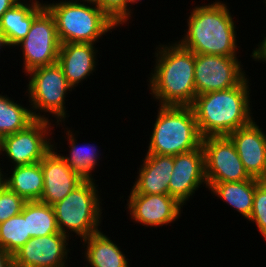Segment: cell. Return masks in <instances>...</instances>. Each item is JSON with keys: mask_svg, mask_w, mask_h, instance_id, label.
<instances>
[{"mask_svg": "<svg viewBox=\"0 0 266 267\" xmlns=\"http://www.w3.org/2000/svg\"><path fill=\"white\" fill-rule=\"evenodd\" d=\"M238 57L195 54L196 94L226 90L239 85L247 76Z\"/></svg>", "mask_w": 266, "mask_h": 267, "instance_id": "30bf717a", "label": "cell"}, {"mask_svg": "<svg viewBox=\"0 0 266 267\" xmlns=\"http://www.w3.org/2000/svg\"><path fill=\"white\" fill-rule=\"evenodd\" d=\"M20 0L0 18V30L7 48L16 47L28 34L34 18L45 8L43 0Z\"/></svg>", "mask_w": 266, "mask_h": 267, "instance_id": "d6986e66", "label": "cell"}, {"mask_svg": "<svg viewBox=\"0 0 266 267\" xmlns=\"http://www.w3.org/2000/svg\"><path fill=\"white\" fill-rule=\"evenodd\" d=\"M68 243L62 233L31 238L13 254L14 267H68Z\"/></svg>", "mask_w": 266, "mask_h": 267, "instance_id": "4fadbf2b", "label": "cell"}, {"mask_svg": "<svg viewBox=\"0 0 266 267\" xmlns=\"http://www.w3.org/2000/svg\"><path fill=\"white\" fill-rule=\"evenodd\" d=\"M234 143L245 171L252 178H266V133L253 120L228 135Z\"/></svg>", "mask_w": 266, "mask_h": 267, "instance_id": "9a60e30c", "label": "cell"}, {"mask_svg": "<svg viewBox=\"0 0 266 267\" xmlns=\"http://www.w3.org/2000/svg\"><path fill=\"white\" fill-rule=\"evenodd\" d=\"M26 76L29 77L25 95L28 97L33 117L50 120L46 115L52 114L57 120L55 123L64 124L66 117H69L65 108L66 95L74 89L68 84L60 65L56 62L39 67L28 72ZM47 112L49 114H46Z\"/></svg>", "mask_w": 266, "mask_h": 267, "instance_id": "52a82bcc", "label": "cell"}, {"mask_svg": "<svg viewBox=\"0 0 266 267\" xmlns=\"http://www.w3.org/2000/svg\"><path fill=\"white\" fill-rule=\"evenodd\" d=\"M207 183L249 180L234 143L228 136H208L202 139Z\"/></svg>", "mask_w": 266, "mask_h": 267, "instance_id": "8fae6325", "label": "cell"}, {"mask_svg": "<svg viewBox=\"0 0 266 267\" xmlns=\"http://www.w3.org/2000/svg\"><path fill=\"white\" fill-rule=\"evenodd\" d=\"M27 227L31 238L60 233L53 207L40 201H27Z\"/></svg>", "mask_w": 266, "mask_h": 267, "instance_id": "d4e9b609", "label": "cell"}, {"mask_svg": "<svg viewBox=\"0 0 266 267\" xmlns=\"http://www.w3.org/2000/svg\"><path fill=\"white\" fill-rule=\"evenodd\" d=\"M40 164L44 175L43 194L39 200L41 203L54 205L84 180L53 148L40 161Z\"/></svg>", "mask_w": 266, "mask_h": 267, "instance_id": "2e32d148", "label": "cell"}, {"mask_svg": "<svg viewBox=\"0 0 266 267\" xmlns=\"http://www.w3.org/2000/svg\"><path fill=\"white\" fill-rule=\"evenodd\" d=\"M169 44V45H168ZM160 44L148 86L160 106H191L196 97L195 53L177 41Z\"/></svg>", "mask_w": 266, "mask_h": 267, "instance_id": "6da1fadb", "label": "cell"}, {"mask_svg": "<svg viewBox=\"0 0 266 267\" xmlns=\"http://www.w3.org/2000/svg\"><path fill=\"white\" fill-rule=\"evenodd\" d=\"M10 172L11 175L5 173L4 178V184L10 190L26 201L40 200L44 187V175L40 162L14 166L10 168Z\"/></svg>", "mask_w": 266, "mask_h": 267, "instance_id": "7402d4cb", "label": "cell"}, {"mask_svg": "<svg viewBox=\"0 0 266 267\" xmlns=\"http://www.w3.org/2000/svg\"><path fill=\"white\" fill-rule=\"evenodd\" d=\"M201 185L207 188L202 146L175 155L173 172L169 182V195L184 206Z\"/></svg>", "mask_w": 266, "mask_h": 267, "instance_id": "5bb4252c", "label": "cell"}, {"mask_svg": "<svg viewBox=\"0 0 266 267\" xmlns=\"http://www.w3.org/2000/svg\"><path fill=\"white\" fill-rule=\"evenodd\" d=\"M53 122L52 119H35L25 129L3 137L0 156L6 155L8 162H12L11 167L40 162L53 148L52 127L60 126V123L51 124Z\"/></svg>", "mask_w": 266, "mask_h": 267, "instance_id": "ba28073f", "label": "cell"}, {"mask_svg": "<svg viewBox=\"0 0 266 267\" xmlns=\"http://www.w3.org/2000/svg\"><path fill=\"white\" fill-rule=\"evenodd\" d=\"M4 168H1V163H0V188L4 185V178H5V172L3 171Z\"/></svg>", "mask_w": 266, "mask_h": 267, "instance_id": "d6a6232c", "label": "cell"}, {"mask_svg": "<svg viewBox=\"0 0 266 267\" xmlns=\"http://www.w3.org/2000/svg\"><path fill=\"white\" fill-rule=\"evenodd\" d=\"M248 221L255 223L266 241V182L262 180L255 188L253 208Z\"/></svg>", "mask_w": 266, "mask_h": 267, "instance_id": "4316f807", "label": "cell"}, {"mask_svg": "<svg viewBox=\"0 0 266 267\" xmlns=\"http://www.w3.org/2000/svg\"><path fill=\"white\" fill-rule=\"evenodd\" d=\"M94 43H64L60 45L57 63L63 70L68 84L73 88L82 84L96 71L99 60ZM82 81V82H81Z\"/></svg>", "mask_w": 266, "mask_h": 267, "instance_id": "e0dca14e", "label": "cell"}, {"mask_svg": "<svg viewBox=\"0 0 266 267\" xmlns=\"http://www.w3.org/2000/svg\"><path fill=\"white\" fill-rule=\"evenodd\" d=\"M20 0H0V18L2 15L17 4Z\"/></svg>", "mask_w": 266, "mask_h": 267, "instance_id": "1f68e13d", "label": "cell"}, {"mask_svg": "<svg viewBox=\"0 0 266 267\" xmlns=\"http://www.w3.org/2000/svg\"><path fill=\"white\" fill-rule=\"evenodd\" d=\"M84 249V261L89 267H130L129 259L104 232L99 231L81 240Z\"/></svg>", "mask_w": 266, "mask_h": 267, "instance_id": "ffe728a7", "label": "cell"}, {"mask_svg": "<svg viewBox=\"0 0 266 267\" xmlns=\"http://www.w3.org/2000/svg\"><path fill=\"white\" fill-rule=\"evenodd\" d=\"M29 239L26 202L20 214L0 224V247L13 255Z\"/></svg>", "mask_w": 266, "mask_h": 267, "instance_id": "484cf974", "label": "cell"}, {"mask_svg": "<svg viewBox=\"0 0 266 267\" xmlns=\"http://www.w3.org/2000/svg\"><path fill=\"white\" fill-rule=\"evenodd\" d=\"M128 198L127 214L143 226L160 228L182 216L183 205L169 194H138L131 190Z\"/></svg>", "mask_w": 266, "mask_h": 267, "instance_id": "7c38bea8", "label": "cell"}, {"mask_svg": "<svg viewBox=\"0 0 266 267\" xmlns=\"http://www.w3.org/2000/svg\"><path fill=\"white\" fill-rule=\"evenodd\" d=\"M142 162L131 189L138 194H169L174 156L146 153Z\"/></svg>", "mask_w": 266, "mask_h": 267, "instance_id": "ac0fdd59", "label": "cell"}, {"mask_svg": "<svg viewBox=\"0 0 266 267\" xmlns=\"http://www.w3.org/2000/svg\"><path fill=\"white\" fill-rule=\"evenodd\" d=\"M257 46L258 47L254 48L255 50L252 51V55L250 57H252L254 61L266 63V36Z\"/></svg>", "mask_w": 266, "mask_h": 267, "instance_id": "f546056e", "label": "cell"}, {"mask_svg": "<svg viewBox=\"0 0 266 267\" xmlns=\"http://www.w3.org/2000/svg\"><path fill=\"white\" fill-rule=\"evenodd\" d=\"M27 201L5 184L0 188V224L20 214Z\"/></svg>", "mask_w": 266, "mask_h": 267, "instance_id": "83f0119b", "label": "cell"}, {"mask_svg": "<svg viewBox=\"0 0 266 267\" xmlns=\"http://www.w3.org/2000/svg\"><path fill=\"white\" fill-rule=\"evenodd\" d=\"M228 8L219 0L192 8L186 34L177 42L195 54L238 57L237 28Z\"/></svg>", "mask_w": 266, "mask_h": 267, "instance_id": "3957f363", "label": "cell"}, {"mask_svg": "<svg viewBox=\"0 0 266 267\" xmlns=\"http://www.w3.org/2000/svg\"><path fill=\"white\" fill-rule=\"evenodd\" d=\"M55 2V3H54ZM46 3L54 16L58 38L64 43H97L118 26L95 4L60 0Z\"/></svg>", "mask_w": 266, "mask_h": 267, "instance_id": "5b68a950", "label": "cell"}, {"mask_svg": "<svg viewBox=\"0 0 266 267\" xmlns=\"http://www.w3.org/2000/svg\"><path fill=\"white\" fill-rule=\"evenodd\" d=\"M34 120L31 108L0 94V139L25 129Z\"/></svg>", "mask_w": 266, "mask_h": 267, "instance_id": "cb8c5ba5", "label": "cell"}, {"mask_svg": "<svg viewBox=\"0 0 266 267\" xmlns=\"http://www.w3.org/2000/svg\"><path fill=\"white\" fill-rule=\"evenodd\" d=\"M95 180H83L64 199L52 205L60 233L80 240L101 231L102 200ZM72 233H74L72 235Z\"/></svg>", "mask_w": 266, "mask_h": 267, "instance_id": "8992f818", "label": "cell"}, {"mask_svg": "<svg viewBox=\"0 0 266 267\" xmlns=\"http://www.w3.org/2000/svg\"><path fill=\"white\" fill-rule=\"evenodd\" d=\"M139 1L142 2V0H129V4H130V5H129V19H131V17H132L131 15L133 14V12H132L133 10L131 9L130 6H131L132 4H135V3L138 4Z\"/></svg>", "mask_w": 266, "mask_h": 267, "instance_id": "836d02e7", "label": "cell"}, {"mask_svg": "<svg viewBox=\"0 0 266 267\" xmlns=\"http://www.w3.org/2000/svg\"><path fill=\"white\" fill-rule=\"evenodd\" d=\"M249 81L246 77L235 87L196 95L191 107L203 138L228 136L254 120Z\"/></svg>", "mask_w": 266, "mask_h": 267, "instance_id": "7a4b0ae2", "label": "cell"}, {"mask_svg": "<svg viewBox=\"0 0 266 267\" xmlns=\"http://www.w3.org/2000/svg\"><path fill=\"white\" fill-rule=\"evenodd\" d=\"M60 45L54 16L45 7L34 18L27 36L16 45L22 48L24 74L56 63Z\"/></svg>", "mask_w": 266, "mask_h": 267, "instance_id": "9c48e42d", "label": "cell"}, {"mask_svg": "<svg viewBox=\"0 0 266 267\" xmlns=\"http://www.w3.org/2000/svg\"><path fill=\"white\" fill-rule=\"evenodd\" d=\"M76 1L83 2V3H89V4H95L97 6H98V2H99V0H76Z\"/></svg>", "mask_w": 266, "mask_h": 267, "instance_id": "e575fe53", "label": "cell"}, {"mask_svg": "<svg viewBox=\"0 0 266 267\" xmlns=\"http://www.w3.org/2000/svg\"><path fill=\"white\" fill-rule=\"evenodd\" d=\"M7 46H6V44H5V41H4V39H3V36L2 35H0V49L1 48H6Z\"/></svg>", "mask_w": 266, "mask_h": 267, "instance_id": "d590c367", "label": "cell"}, {"mask_svg": "<svg viewBox=\"0 0 266 267\" xmlns=\"http://www.w3.org/2000/svg\"><path fill=\"white\" fill-rule=\"evenodd\" d=\"M67 130L64 132L67 136H65V139L67 137V141L69 144V154L66 156L60 154V151L57 149V143L55 144V141L53 140V149H56V152H59L58 154L62 157V159L66 162V164L71 167L82 179L84 180H95L93 177L94 175L92 172H95L96 166L100 163L99 160L101 153L97 150L98 146H95V144H89L81 145L79 146L76 139V134L73 133L74 130H70L71 128L65 127ZM69 129V130H68ZM74 134V135H73ZM55 144V145H54ZM58 150V151H57ZM93 175V176H92Z\"/></svg>", "mask_w": 266, "mask_h": 267, "instance_id": "603a6c76", "label": "cell"}, {"mask_svg": "<svg viewBox=\"0 0 266 267\" xmlns=\"http://www.w3.org/2000/svg\"><path fill=\"white\" fill-rule=\"evenodd\" d=\"M98 7L117 25L128 24L129 0H99ZM127 22V23H126Z\"/></svg>", "mask_w": 266, "mask_h": 267, "instance_id": "f1b7e54d", "label": "cell"}, {"mask_svg": "<svg viewBox=\"0 0 266 267\" xmlns=\"http://www.w3.org/2000/svg\"><path fill=\"white\" fill-rule=\"evenodd\" d=\"M0 267H14L13 255L0 247Z\"/></svg>", "mask_w": 266, "mask_h": 267, "instance_id": "4dcf8cb0", "label": "cell"}, {"mask_svg": "<svg viewBox=\"0 0 266 267\" xmlns=\"http://www.w3.org/2000/svg\"><path fill=\"white\" fill-rule=\"evenodd\" d=\"M146 153L175 156L202 146L191 106H160Z\"/></svg>", "mask_w": 266, "mask_h": 267, "instance_id": "277c9868", "label": "cell"}, {"mask_svg": "<svg viewBox=\"0 0 266 267\" xmlns=\"http://www.w3.org/2000/svg\"><path fill=\"white\" fill-rule=\"evenodd\" d=\"M261 181L251 177L244 181L207 183V188L248 220L253 208L255 188Z\"/></svg>", "mask_w": 266, "mask_h": 267, "instance_id": "44dd1931", "label": "cell"}]
</instances>
